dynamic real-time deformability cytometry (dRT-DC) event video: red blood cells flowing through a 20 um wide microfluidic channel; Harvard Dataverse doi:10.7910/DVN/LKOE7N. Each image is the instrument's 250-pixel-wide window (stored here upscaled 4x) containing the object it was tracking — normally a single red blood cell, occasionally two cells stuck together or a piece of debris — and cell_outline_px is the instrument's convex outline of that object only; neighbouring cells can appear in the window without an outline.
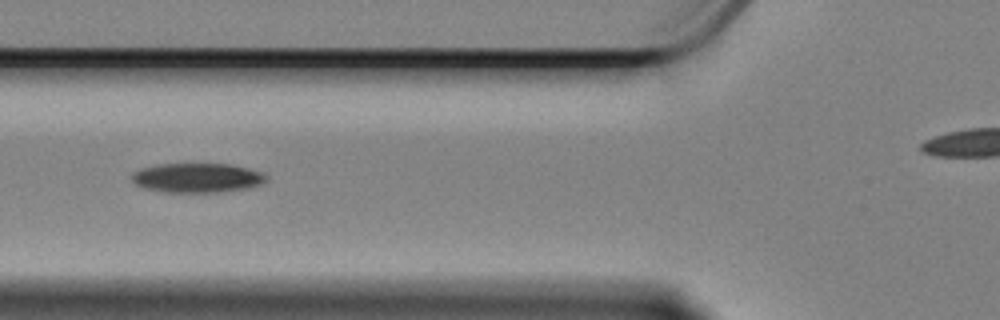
{"species": "Egyptian fruit bat (a non-hibernating species)", "species_latin": "Rousettus aegyptiacus", "temperature_condition": "cold", "stored_images_in_passage": 15, "camera_frame_rate_fps": 3000, "um_per_image_px": 0.085, "animal": {"sex": "female"}, "frame": {"image": 1, "passage_image": 9, "time_ms": 2.667, "image_size_px": [1000, 320], "cell_outline_px": [[268, 180], [260, 184], [248, 188], [220, 192], [164, 192], [144, 188], [136, 184], [132, 180], [132, 172], [140, 168], [160, 164], [232, 164], [264, 172], [268, 176]], "centroid_in_image_um": [16.79, 15.11], "position_along_channel_um": 109.0, "area_um2": 23.24}}